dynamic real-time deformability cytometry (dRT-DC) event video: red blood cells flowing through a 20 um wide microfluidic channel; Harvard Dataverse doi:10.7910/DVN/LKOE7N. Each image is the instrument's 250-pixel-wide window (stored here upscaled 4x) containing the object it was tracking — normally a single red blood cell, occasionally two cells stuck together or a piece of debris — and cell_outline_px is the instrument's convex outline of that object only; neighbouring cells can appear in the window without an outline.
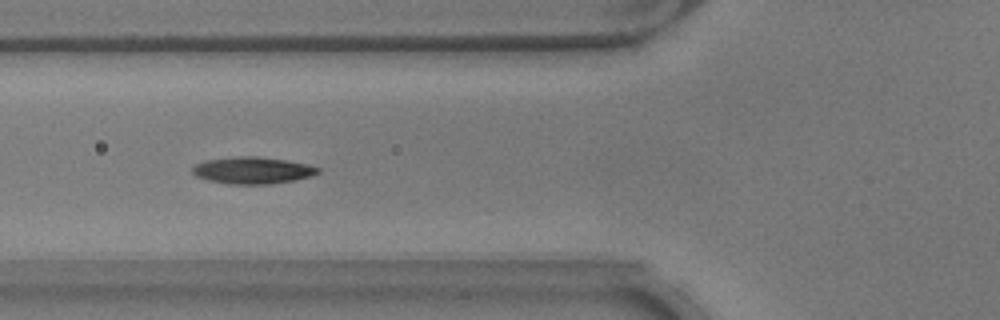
{"species": "common noctule bat (a hibernating species)", "species_latin": "Nyctalus noctula", "temperature_condition": "warm", "stored_images_in_passage": 36, "camera_frame_rate_fps": 3000, "um_per_image_px": 0.085, "animal": {"sex": "male", "body_mass_g": 17.9}, "frame": {"image": 1, "passage_image": 4, "time_ms": 1.0, "image_size_px": [1000, 320], "cell_outline_px": [[320, 172], [296, 180], [268, 184], [228, 184], [196, 176], [192, 172], [192, 168], [196, 164], [204, 160], [240, 156], [256, 156], [284, 160], [308, 164], [320, 168]], "centroid_in_image_um": [21.47, 14.47], "position_along_channel_um": 104.3, "area_um2": 19.42}}
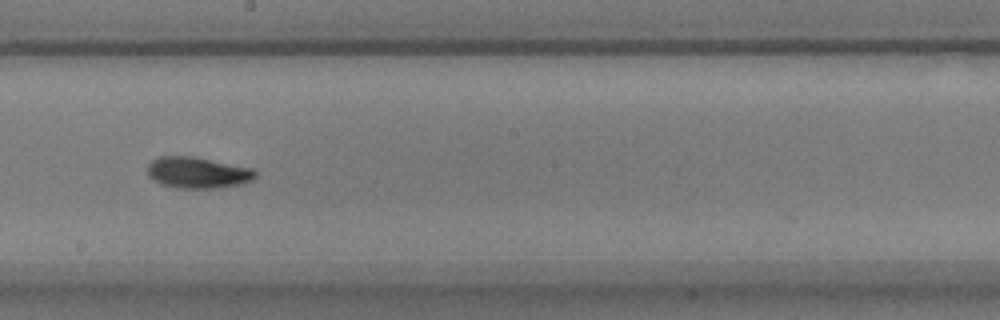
{"frame": {"image": 2, "passage_image": 14, "time_ms": 4.333, "image_size_px": [1000, 320], "cell_outline_px": [[256, 176], [252, 180], [240, 184], [220, 188], [176, 188], [160, 184], [152, 180], [148, 176], [148, 164], [152, 160], [160, 156], [192, 156], [252, 168], [256, 172]], "centroid_in_image_um": [16.77, 14.68], "position_along_channel_um": 231.4, "area_um2": 19.71}}
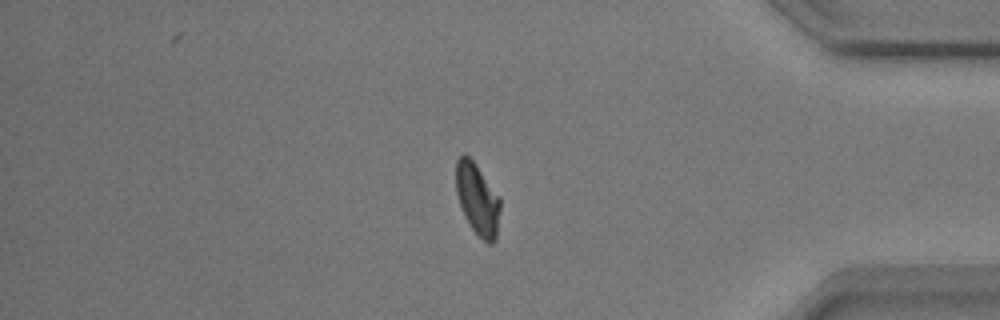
{"frame": {"image": 3, "passage_image": 29, "time_ms": 9.333, "image_size_px": [1000, 320], "cell_outline_px": [[500, 208], [496, 240], [492, 244], [488, 244], [472, 228], [464, 216], [456, 192], [456, 160], [464, 152], [476, 164], [500, 196]], "centroid_in_image_um": [40.59, 16.91], "position_along_channel_um": 394.6, "area_um2": 18.5}, "authors_computed_cell_mechanics": {"area_um2": 18.8139, "velocity_mm_per_s": 3.8073, "shape_relaxation_time_tau1_ms": 3.8479, "shape_relaxation_time_tau2_ms": 1.7339, "deformation_change_tau1": 0.1221, "deformation_change_tau2": 0.0648}}